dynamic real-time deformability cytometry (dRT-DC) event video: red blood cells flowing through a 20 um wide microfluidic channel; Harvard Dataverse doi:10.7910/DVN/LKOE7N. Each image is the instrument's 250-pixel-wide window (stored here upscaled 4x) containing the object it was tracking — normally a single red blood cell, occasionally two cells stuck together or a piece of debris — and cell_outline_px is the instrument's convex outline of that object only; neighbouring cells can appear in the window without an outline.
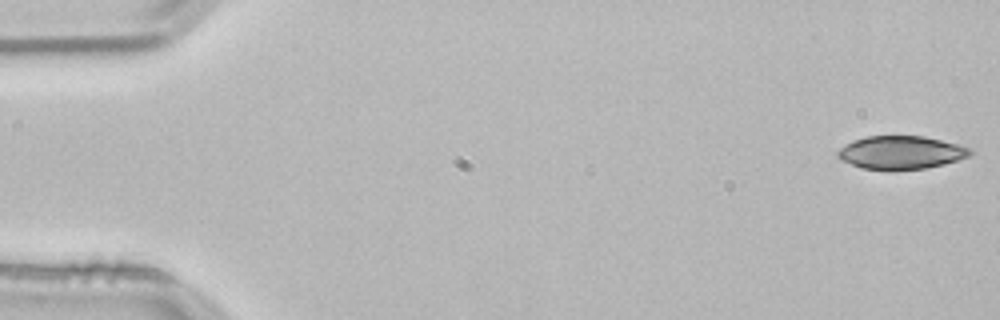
{"species": "common noctule bat (a hibernating species)", "species_latin": "Nyctalus noctula", "temperature_condition": "room temperature", "stored_images_in_passage": 53, "camera_frame_rate_fps": 3000, "um_per_image_px": 0.085, "animal": {"sex": "male", "body_mass_g": 21.5, "forearm_length_mm": 52.0}, "frame": {"image": 1, "passage_image": 1, "time_ms": 0.0, "image_size_px": [1000, 320], "cell_outline_px": [[972, 152], [968, 156], [944, 164], [924, 168], [860, 168], [840, 160], [836, 156], [836, 152], [840, 148], [852, 140], [868, 136], [924, 136], [972, 148]], "centroid_in_image_um": [76.54, 12.94], "position_along_channel_um": 8.5, "area_um2": 25.09}}
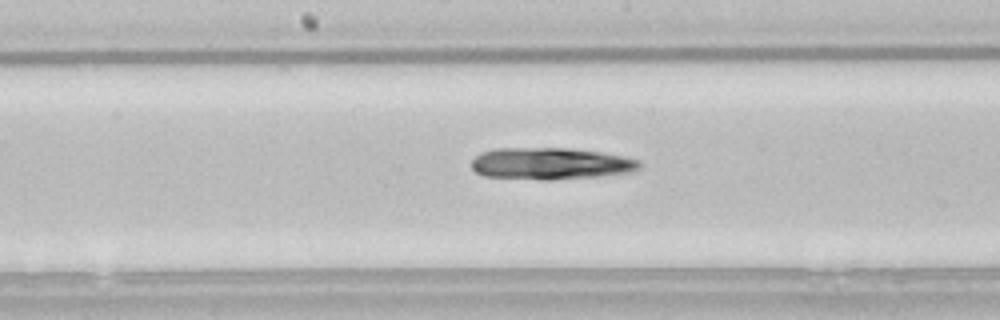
{"frame": {"image": 2, "passage_image": 27, "time_ms": 8.667, "image_size_px": [1000, 320], "cell_outline_px": [[640, 168], [628, 172], [596, 176], [552, 180], [540, 180], [484, 176], [476, 172], [472, 168], [472, 160], [480, 152], [492, 148], [568, 148], [600, 152], [624, 156], [640, 160]], "centroid_in_image_um": [46.76, 13.9], "position_along_channel_um": 201.4, "area_um2": 31.21}}
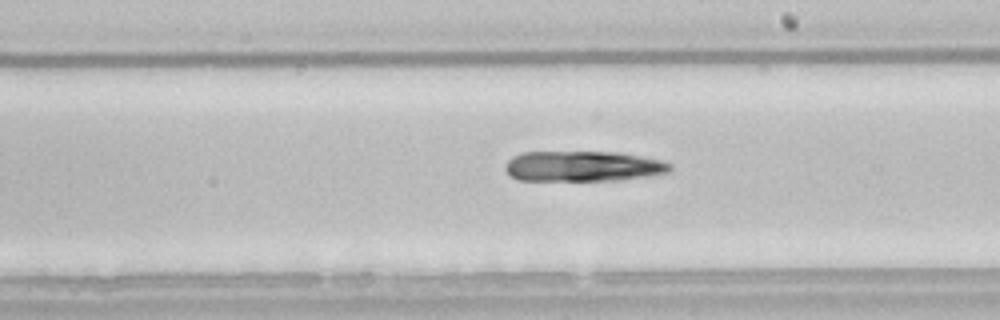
{"frame": {"image": 3, "passage_image": 30, "time_ms": 9.667, "image_size_px": [1000, 320], "cell_outline_px": [[672, 168], [668, 172], [652, 176], [620, 180], [520, 180], [512, 176], [504, 168], [504, 164], [512, 156], [520, 152], [616, 152], [640, 156], [660, 160], [672, 164]], "centroid_in_image_um": [49.56, 14.13], "position_along_channel_um": 239.4, "area_um2": 29.3}}